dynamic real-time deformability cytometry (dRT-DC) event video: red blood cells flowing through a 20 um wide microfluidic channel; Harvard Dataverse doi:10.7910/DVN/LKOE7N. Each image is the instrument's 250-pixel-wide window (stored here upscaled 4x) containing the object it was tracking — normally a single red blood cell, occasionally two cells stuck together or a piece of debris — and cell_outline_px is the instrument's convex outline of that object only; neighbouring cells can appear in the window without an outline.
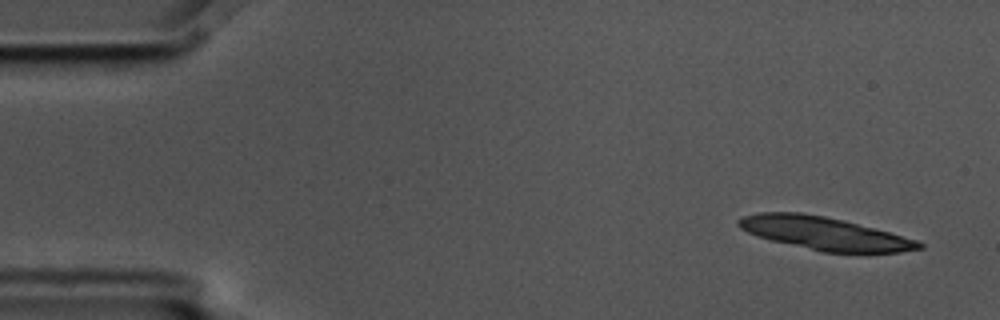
{"species": "common noctule bat (a hibernating species)", "species_latin": "Nyctalus noctula", "temperature_condition": "cold", "stored_images_in_passage": 5, "camera_frame_rate_fps": 3000, "um_per_image_px": 0.085, "animal": {"sex": "male", "body_mass_g": 17.5, "forearm_length_mm": 52.3}, "frame": {"image": 1, "passage_image": 1, "time_ms": 0.0, "image_size_px": [1000, 320], "cell_outline_px": [[924, 248], [900, 252], [820, 252], [756, 236], [740, 228], [736, 224], [736, 220], [744, 216], [760, 212], [800, 212], [824, 216], [844, 220], [888, 232], [916, 240], [924, 244]], "centroid_in_image_um": [70.04, 19.83], "position_along_channel_um": 15.0, "area_um2": 34.39}}